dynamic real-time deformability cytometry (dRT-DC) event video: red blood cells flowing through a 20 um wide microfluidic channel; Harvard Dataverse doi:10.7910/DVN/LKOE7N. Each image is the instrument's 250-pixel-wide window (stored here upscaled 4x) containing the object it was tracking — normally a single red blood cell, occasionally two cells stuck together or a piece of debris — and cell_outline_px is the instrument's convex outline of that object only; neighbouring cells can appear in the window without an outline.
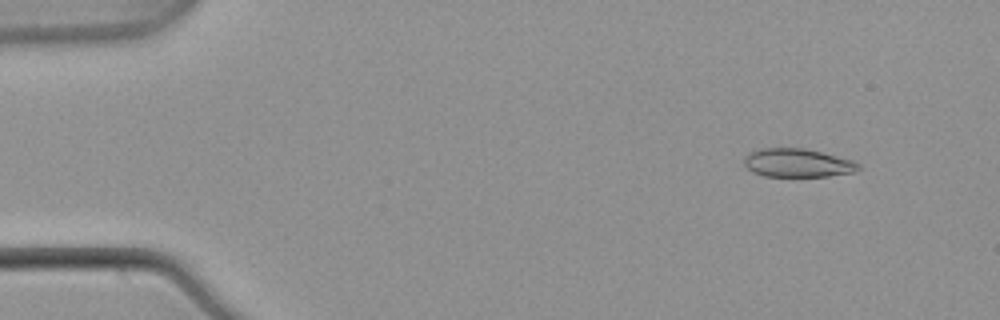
{"species": "common noctule bat (a hibernating species)", "species_latin": "Nyctalus noctula", "temperature_condition": "warm", "stored_images_in_passage": 52, "camera_frame_rate_fps": 3000, "um_per_image_px": 0.085, "animal": {"sex": "male", "body_mass_g": 21.5, "forearm_length_mm": 52.0}, "frame": {"image": 1, "passage_image": 5, "time_ms": 1.333, "image_size_px": [1000, 320], "cell_outline_px": [[860, 168], [856, 172], [828, 176], [764, 176], [752, 172], [744, 164], [744, 160], [752, 152], [760, 148], [804, 148], [852, 160], [860, 164]], "centroid_in_image_um": [67.82, 13.85], "position_along_channel_um": 17.2, "area_um2": 18.79}}
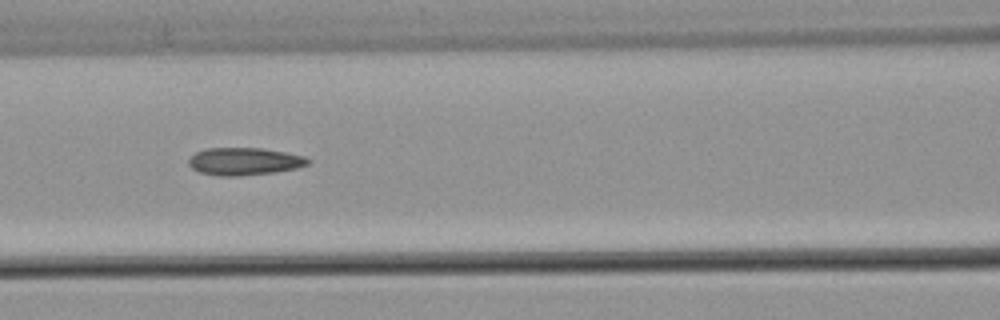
{"frame": {"image": 2, "passage_image": 23, "time_ms": 7.333, "image_size_px": [1000, 320], "cell_outline_px": [[312, 160], [308, 164], [296, 168], [276, 172], [240, 176], [216, 176], [200, 172], [192, 168], [188, 164], [188, 160], [196, 152], [204, 148], [264, 148], [304, 156]], "centroid_in_image_um": [20.76, 13.72], "position_along_channel_um": 145.8, "area_um2": 19.25}}
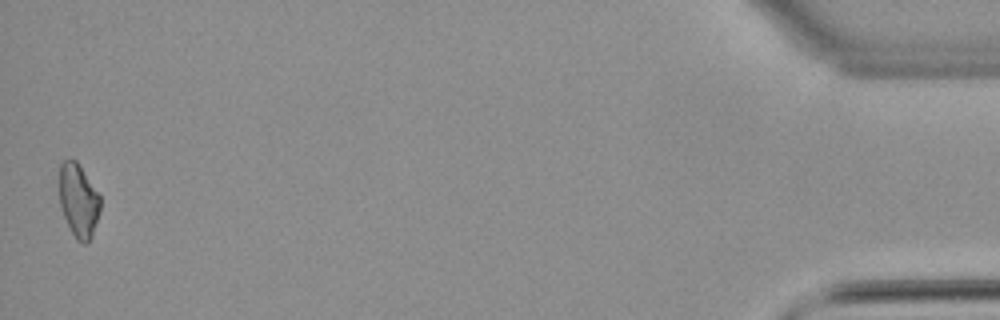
{"frame": {"image": 3, "passage_image": 52, "time_ms": 17.0, "image_size_px": [1000, 320], "cell_outline_px": [[100, 212], [92, 236], [84, 244], [76, 240], [60, 208], [60, 164], [64, 160], [76, 160], [100, 196]], "centroid_in_image_um": [6.68, 17.06], "position_along_channel_um": 428.5, "area_um2": 17.28}, "authors_computed_cell_mechanics": {"area_um2": 18.6405, "velocity_mm_per_s": 3.9068, "shape_relaxation_time_tau1_ms": null, "shape_relaxation_time_tau2_ms": 5.4375, "deformation_change_tau1": null, "deformation_change_tau2": 0.1598}}